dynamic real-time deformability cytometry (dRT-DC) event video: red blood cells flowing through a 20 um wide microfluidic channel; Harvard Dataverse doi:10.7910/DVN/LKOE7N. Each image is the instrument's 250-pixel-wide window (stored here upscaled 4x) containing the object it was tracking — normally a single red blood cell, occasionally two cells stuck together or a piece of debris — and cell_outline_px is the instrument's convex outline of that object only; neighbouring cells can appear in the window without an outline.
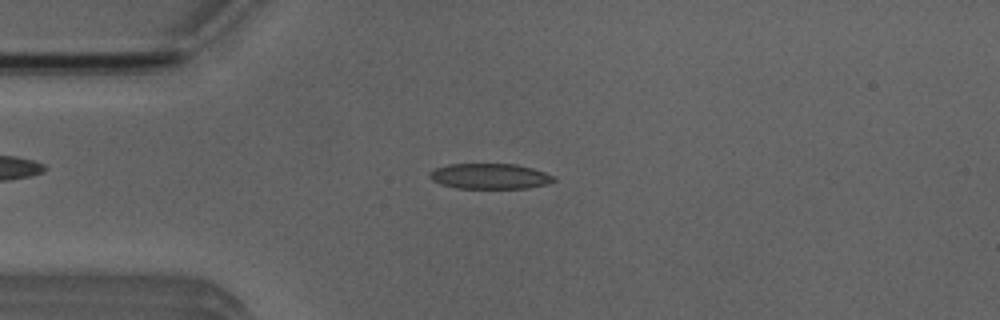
{"species": "Egyptian fruit bat (a non-hibernating species)", "species_latin": "Rousettus aegyptiacus", "temperature_condition": "room temperature", "stored_images_in_passage": 5, "camera_frame_rate_fps": 3000, "um_per_image_px": 0.085, "animal": {"sex": "male"}, "frame": {"image": 1, "passage_image": 3, "time_ms": 2.0, "image_size_px": [1000, 320], "cell_outline_px": [[556, 180], [548, 184], [528, 188], [456, 188], [440, 184], [432, 180], [428, 176], [436, 168], [448, 164], [516, 164], [532, 168], [544, 172], [552, 176]], "centroid_in_image_um": [41.64, 14.98], "position_along_channel_um": 43.4, "area_um2": 18.32}}